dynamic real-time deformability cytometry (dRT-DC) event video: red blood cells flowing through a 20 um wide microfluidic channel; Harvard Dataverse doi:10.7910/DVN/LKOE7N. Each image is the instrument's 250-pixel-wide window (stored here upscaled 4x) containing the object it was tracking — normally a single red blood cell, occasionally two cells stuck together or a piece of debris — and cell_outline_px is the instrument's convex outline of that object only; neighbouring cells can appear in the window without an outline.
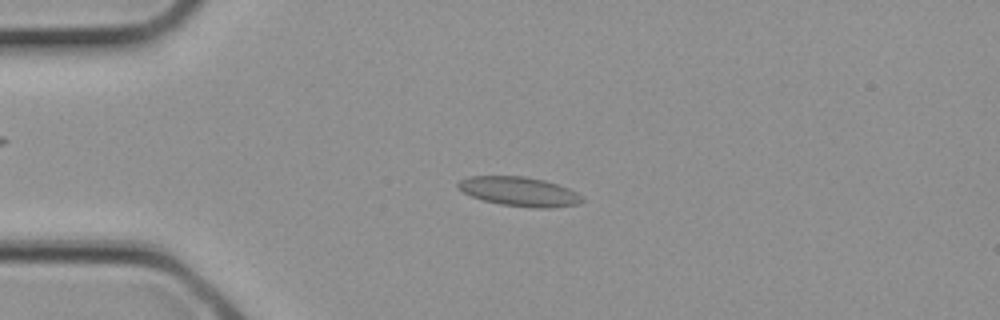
{"species": "common noctule bat (a hibernating species)", "species_latin": "Nyctalus noctula", "temperature_condition": "cold", "stored_images_in_passage": 1, "camera_frame_rate_fps": 3000, "um_per_image_px": 0.085, "animal": {"sex": "female", "body_mass_g": 21.9}, "frame": {"image": 1, "passage_image": 1, "time_ms": 0.0, "image_size_px": [1000, 320], "cell_outline_px": [[584, 200], [576, 204], [552, 208], [536, 208], [500, 204], [484, 200], [472, 196], [456, 188], [456, 184], [460, 180], [468, 176], [524, 176], [544, 180], [568, 188], [584, 196]], "centroid_in_image_um": [44.13, 16.27], "position_along_channel_um": 40.9, "area_um2": 21.15}}